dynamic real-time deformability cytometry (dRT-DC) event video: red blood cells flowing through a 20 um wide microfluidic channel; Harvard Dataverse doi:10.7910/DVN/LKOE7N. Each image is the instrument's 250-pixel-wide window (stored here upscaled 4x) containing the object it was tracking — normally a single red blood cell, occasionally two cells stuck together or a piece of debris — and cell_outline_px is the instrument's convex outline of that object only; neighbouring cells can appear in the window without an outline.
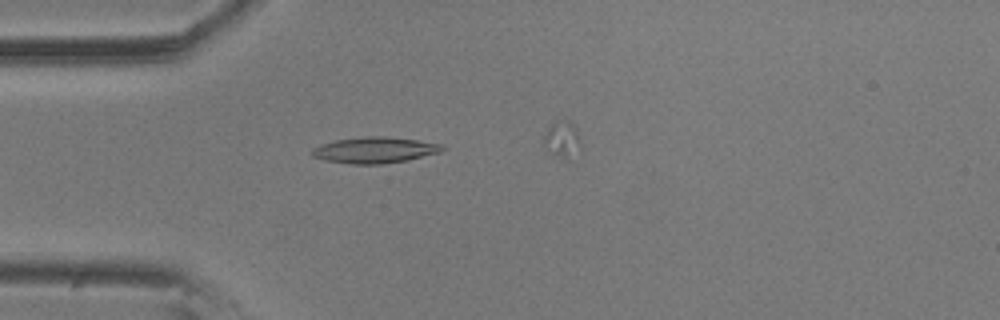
{"species": "common noctule bat (a hibernating species)", "species_latin": "Nyctalus noctula", "temperature_condition": "room temperature", "stored_images_in_passage": 12, "camera_frame_rate_fps": 3000, "um_per_image_px": 0.085, "animal": {"sex": "male", "body_mass_g": 20.5, "forearm_length_mm": 52.5}, "frame": {"image": 1, "passage_image": 4, "time_ms": 1.0, "image_size_px": [1000, 320], "cell_outline_px": [[444, 148], [440, 152], [408, 160], [380, 164], [352, 164], [324, 160], [312, 156], [312, 148], [320, 144], [336, 140], [360, 136], [384, 136], [416, 140], [444, 144]], "centroid_in_image_um": [31.83, 12.75], "position_along_channel_um": 53.2, "area_um2": 19.83}}
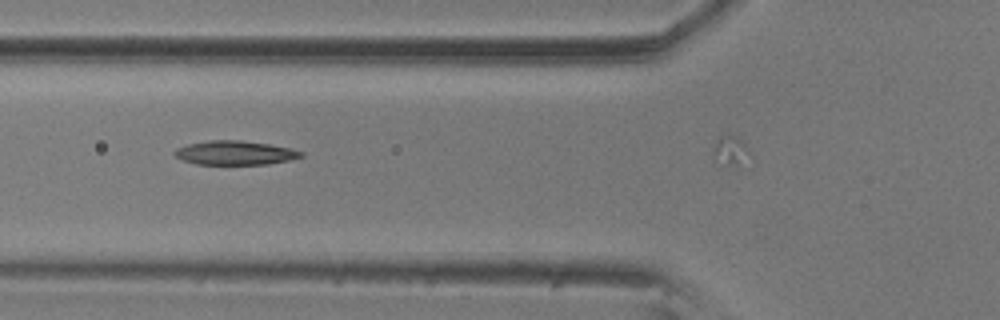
{"frame": {"image": 2, "passage_image": 9, "time_ms": 2.667, "image_size_px": [1000, 320], "cell_outline_px": [[304, 156], [288, 160], [268, 164], [196, 164], [184, 160], [176, 156], [172, 152], [176, 148], [188, 144], [208, 140], [240, 140], [268, 144], [292, 148], [304, 152]], "centroid_in_image_um": [19.98, 12.98], "position_along_channel_um": 105.8, "area_um2": 17.69}}